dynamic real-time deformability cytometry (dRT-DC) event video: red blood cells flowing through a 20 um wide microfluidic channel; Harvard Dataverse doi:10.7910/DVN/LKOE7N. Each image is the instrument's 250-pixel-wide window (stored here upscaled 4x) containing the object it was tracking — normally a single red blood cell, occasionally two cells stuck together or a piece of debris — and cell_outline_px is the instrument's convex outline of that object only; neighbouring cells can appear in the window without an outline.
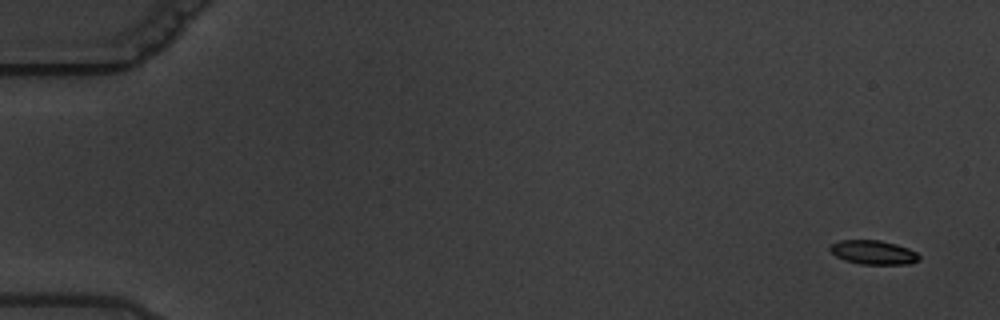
{"species": "common noctule bat (a hibernating species)", "species_latin": "Nyctalus noctula", "temperature_condition": "warm", "stored_images_in_passage": 8, "camera_frame_rate_fps": 3000, "um_per_image_px": 0.085, "animal": {"sex": "male", "body_mass_g": 19.5, "forearm_length_mm": 54.6}, "frame": {"image": 1, "passage_image": 2, "time_ms": 1.0, "image_size_px": [1000, 320], "cell_outline_px": [[920, 260], [908, 264], [860, 264], [844, 260], [836, 256], [828, 248], [832, 244], [840, 240], [880, 240], [896, 244], [908, 248], [916, 252], [920, 256]], "centroid_in_image_um": [74.24, 21.45], "position_along_channel_um": 10.8, "area_um2": 12.48}}